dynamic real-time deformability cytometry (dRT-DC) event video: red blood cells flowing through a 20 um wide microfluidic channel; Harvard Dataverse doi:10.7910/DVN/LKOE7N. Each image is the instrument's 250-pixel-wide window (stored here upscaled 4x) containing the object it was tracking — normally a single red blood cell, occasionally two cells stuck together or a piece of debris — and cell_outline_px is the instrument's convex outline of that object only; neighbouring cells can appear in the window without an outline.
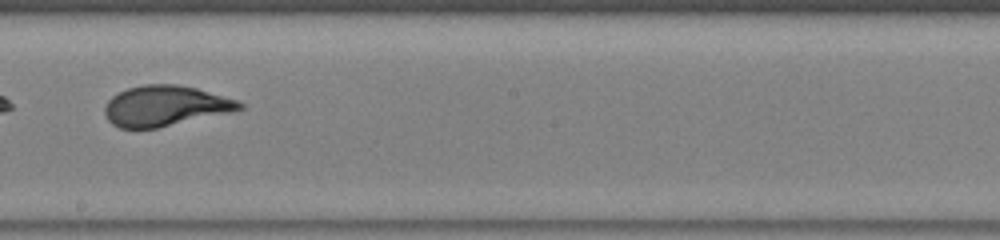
{"species": "human", "species_latin": "Homo sapiens", "temperature_condition": "warm", "stored_images_in_passage": 30, "camera_frame_rate_fps": 3000, "um_per_image_px": 0.085, "donor": {"sex": "male"}, "frame": {"image": 1, "passage_image": 13, "time_ms": 4.0, "image_size_px": [1000, 240], "cell_outline_px": [[244, 108], [232, 112], [156, 128], [120, 128], [112, 124], [108, 120], [104, 112], [104, 108], [108, 100], [112, 96], [128, 88], [144, 84], [176, 84], [196, 88], [236, 100], [244, 104]], "centroid_in_image_um": [14.03, 9.0], "position_along_channel_um": 234.2, "area_um2": 31.56}}
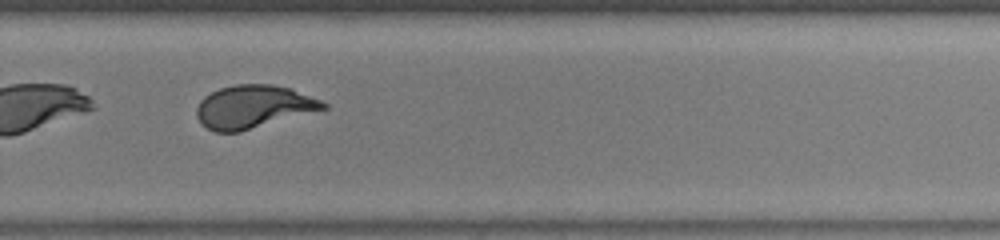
{"frame": {"image": 2, "passage_image": 18, "time_ms": 5.667, "image_size_px": [1000, 240], "cell_outline_px": [[328, 108], [240, 132], [216, 132], [200, 124], [196, 116], [196, 108], [200, 100], [204, 96], [220, 88], [236, 84], [272, 84], [288, 88], [320, 100], [328, 104]], "centroid_in_image_um": [21.5, 9.08], "position_along_channel_um": 308.3, "area_um2": 31.62}, "authors_computed_cell_mechanics": {"area_um2": 32.079, "velocity_mm_per_s": 4.4579, "shape_relaxation_time_tau1_ms": 4.7738, "shape_relaxation_time_tau2_ms": null, "deformation_change_tau1": 0.2089, "deformation_change_tau2": null}}